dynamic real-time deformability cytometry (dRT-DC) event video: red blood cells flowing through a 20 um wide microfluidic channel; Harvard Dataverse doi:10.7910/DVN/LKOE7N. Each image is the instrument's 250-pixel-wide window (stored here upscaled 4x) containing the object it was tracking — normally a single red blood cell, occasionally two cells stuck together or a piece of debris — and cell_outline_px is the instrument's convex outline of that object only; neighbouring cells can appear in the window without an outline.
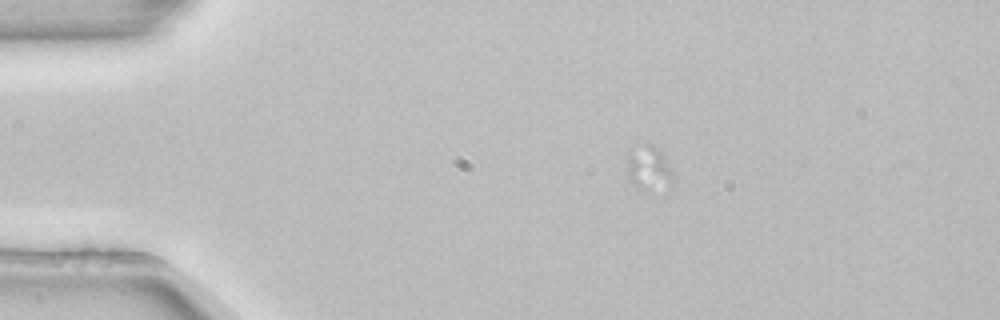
{"species": "common noctule bat (a hibernating species)", "species_latin": "Nyctalus noctula", "temperature_condition": "room temperature", "stored_images_in_passage": 4, "segment_of_instrument_passage": [1, 2], "camera_frame_rate_fps": 3000, "um_per_image_px": 0.085, "animal": {"sex": "female", "body_mass_g": 22.7, "forearm_length_mm": 54.2}, "frame": {"image": 1, "passage_image": 1, "time_ms": 0.0, "image_size_px": [1000, 320], "cell_outline_px": [[676, 180], [648, 196], [628, 180], [628, 156], [648, 144], [652, 144], [664, 156], [672, 168], [676, 176]], "centroid_in_image_um": [55.22, 14.45], "position_along_channel_um": 29.8, "area_um2": 12.02}}